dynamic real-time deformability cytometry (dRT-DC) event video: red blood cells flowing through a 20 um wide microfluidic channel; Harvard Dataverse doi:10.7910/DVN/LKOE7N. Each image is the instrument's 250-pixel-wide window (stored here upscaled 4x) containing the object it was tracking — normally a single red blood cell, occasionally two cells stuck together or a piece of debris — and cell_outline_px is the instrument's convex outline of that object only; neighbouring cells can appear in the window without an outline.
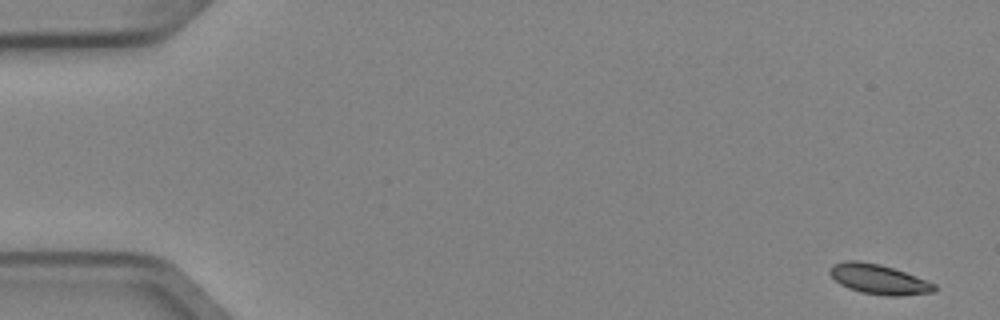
{"species": "Egyptian fruit bat (a non-hibernating species)", "species_latin": "Rousettus aegyptiacus", "temperature_condition": "cold", "stored_images_in_passage": 4, "camera_frame_rate_fps": 3000, "um_per_image_px": 0.085, "animal": {"sex": "female"}, "frame": {"image": 1, "passage_image": 1, "time_ms": 0.0, "image_size_px": [1000, 320], "cell_outline_px": [[936, 288], [932, 292], [896, 296], [888, 296], [860, 292], [848, 288], [840, 284], [828, 272], [832, 264], [844, 260], [856, 260], [876, 264], [892, 268], [916, 276], [936, 284]], "centroid_in_image_um": [74.65, 23.73], "position_along_channel_um": 10.3, "area_um2": 17.98}}
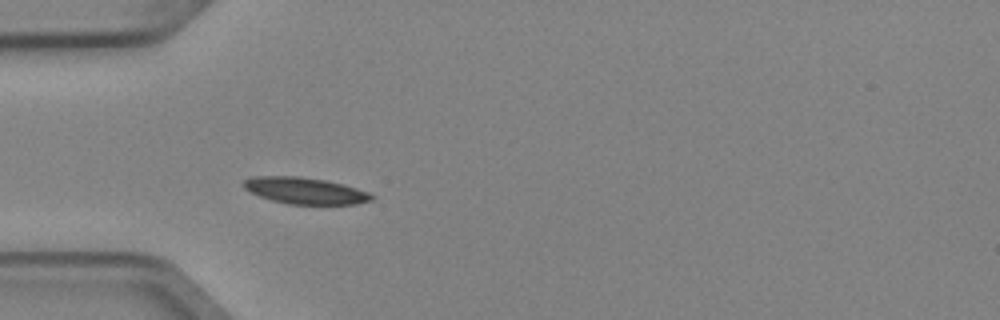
{"frame": {"image": 2, "passage_image": 4, "time_ms": 1.0, "image_size_px": [1000, 320], "cell_outline_px": [[376, 196], [372, 200], [356, 204], [288, 204], [272, 200], [260, 196], [244, 188], [244, 180], [248, 176], [296, 176], [324, 180], [344, 184], [368, 192]], "centroid_in_image_um": [25.94, 16.2], "position_along_channel_um": 59.1, "area_um2": 19.71}}